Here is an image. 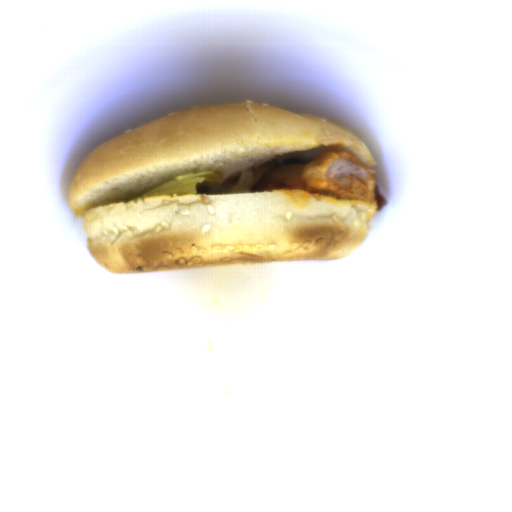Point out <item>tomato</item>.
I'll return each mask as SVG.
<instances>
[{"mask_svg": "<svg viewBox=\"0 0 512 512\" xmlns=\"http://www.w3.org/2000/svg\"><path fill=\"white\" fill-rule=\"evenodd\" d=\"M375 200H376V207L377 210H380L384 206H386L388 203L385 200V198L382 196L379 184L376 183L375 190H374Z\"/></svg>", "mask_w": 512, "mask_h": 512, "instance_id": "1", "label": "tomato"}]
</instances>
